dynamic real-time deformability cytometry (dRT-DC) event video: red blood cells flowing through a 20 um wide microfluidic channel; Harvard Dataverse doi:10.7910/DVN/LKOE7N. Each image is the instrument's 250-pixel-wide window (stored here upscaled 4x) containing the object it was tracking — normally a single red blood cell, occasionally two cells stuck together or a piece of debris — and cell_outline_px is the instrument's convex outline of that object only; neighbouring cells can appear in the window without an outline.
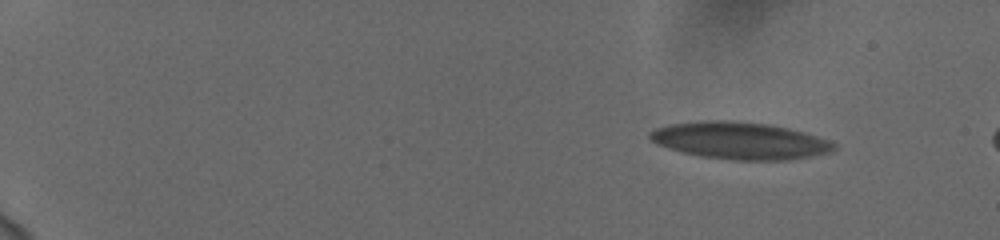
{"species": "human", "species_latin": "Homo sapiens", "temperature_condition": "cold", "stored_images_in_passage": 9, "camera_frame_rate_fps": 3000, "um_per_image_px": 0.085, "donor": {"sex": "female"}, "frame": {"image": 1, "passage_image": 1, "time_ms": 0.0, "image_size_px": [1000, 240], "cell_outline_px": [[836, 148], [832, 152], [788, 160], [736, 160], [700, 156], [684, 152], [656, 144], [648, 136], [648, 132], [656, 128], [668, 124], [700, 120], [732, 120], [768, 124], [788, 128], [804, 132], [828, 140], [836, 144]], "centroid_in_image_um": [62.88, 11.94], "position_along_channel_um": 22.1, "area_um2": 39.82}}